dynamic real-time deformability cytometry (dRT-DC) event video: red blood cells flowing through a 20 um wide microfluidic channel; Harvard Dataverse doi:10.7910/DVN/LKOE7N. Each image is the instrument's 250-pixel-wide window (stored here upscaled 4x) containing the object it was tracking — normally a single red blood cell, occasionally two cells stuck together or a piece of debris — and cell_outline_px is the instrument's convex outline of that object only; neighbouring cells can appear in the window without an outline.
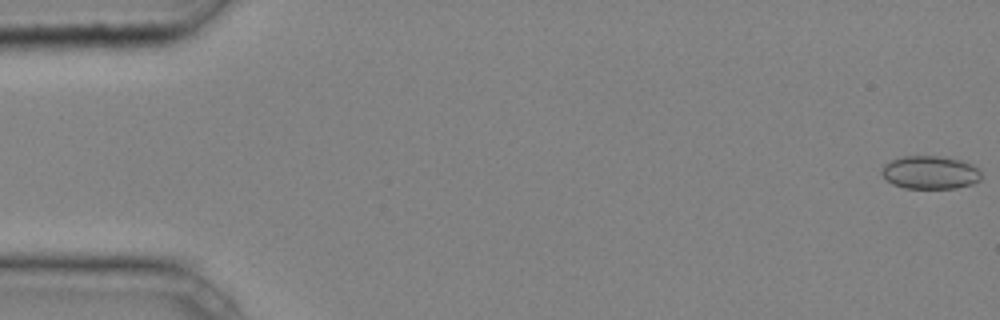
{"species": "common noctule bat (a hibernating species)", "species_latin": "Nyctalus noctula", "temperature_condition": "cold", "stored_images_in_passage": 45, "camera_frame_rate_fps": 3000, "um_per_image_px": 0.085, "animal": {"sex": "male", "body_mass_g": 20.4}, "frame": {"image": 1, "passage_image": 1, "time_ms": 0.0, "image_size_px": [1000, 320], "cell_outline_px": [[980, 180], [972, 184], [956, 188], [904, 188], [892, 184], [880, 172], [884, 164], [892, 160], [904, 156], [944, 156], [960, 160], [972, 164], [980, 168]], "centroid_in_image_um": [79.08, 14.65], "position_along_channel_um": 5.9, "area_um2": 19.31}}
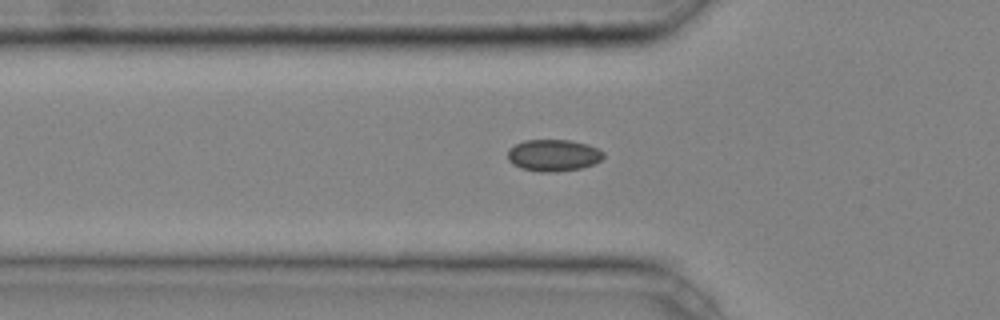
{"frame": {"image": 2, "passage_image": 16, "time_ms": 5.0, "image_size_px": [1000, 320], "cell_outline_px": [[604, 156], [600, 160], [592, 164], [580, 168], [556, 172], [540, 172], [520, 168], [512, 164], [508, 160], [508, 148], [524, 140], [572, 140], [588, 144], [604, 152]], "centroid_in_image_um": [47.01, 13.2], "position_along_channel_um": 78.8, "area_um2": 17.8}}
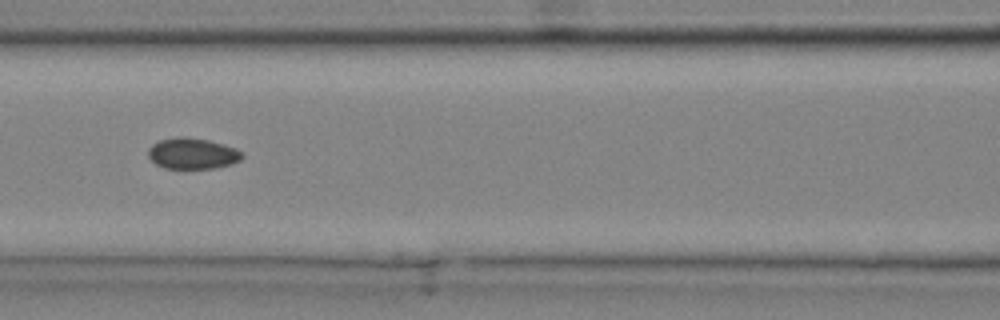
{"frame": {"image": 3, "passage_image": 21, "time_ms": 6.667, "image_size_px": [1000, 320], "cell_outline_px": [[244, 156], [240, 160], [232, 164], [216, 168], [164, 168], [156, 164], [148, 156], [148, 148], [152, 144], [160, 140], [176, 136], [184, 136], [208, 140], [224, 144], [236, 148], [244, 152]], "centroid_in_image_um": [16.38, 13.04], "position_along_channel_um": 150.2, "area_um2": 17.17}, "authors_computed_cell_mechanics": {"area_um2": 17.4556, "velocity_mm_per_s": 4.274, "shape_relaxation_time_tau1_ms": null, "shape_relaxation_time_tau2_ms": 3.4002, "deformation_change_tau1": null, "deformation_change_tau2": 0.0473}}